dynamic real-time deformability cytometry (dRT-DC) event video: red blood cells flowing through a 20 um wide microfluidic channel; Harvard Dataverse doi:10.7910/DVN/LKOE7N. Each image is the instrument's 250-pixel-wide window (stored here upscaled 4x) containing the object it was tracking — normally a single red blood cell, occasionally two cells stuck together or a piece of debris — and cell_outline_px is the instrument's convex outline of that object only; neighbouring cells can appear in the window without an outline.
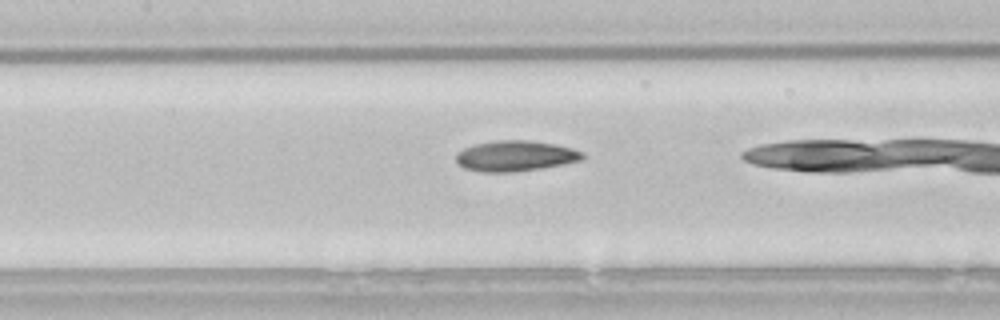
{"species": "common noctule bat (a hibernating species)", "species_latin": "Nyctalus noctula", "temperature_condition": "room temperature", "stored_images_in_passage": 33, "camera_frame_rate_fps": 3000, "um_per_image_px": 0.085, "animal": {"sex": "male", "body_mass_g": 21.5, "forearm_length_mm": 52.0}, "frame": {"image": 1, "passage_image": 15, "time_ms": 4.667, "image_size_px": [1000, 320], "cell_outline_px": [[584, 156], [580, 160], [564, 164], [540, 168], [512, 172], [484, 172], [464, 168], [456, 164], [456, 152], [464, 148], [476, 144], [496, 140], [528, 140], [556, 144], [572, 148], [584, 152]], "centroid_in_image_um": [43.79, 13.25], "position_along_channel_um": 163.6, "area_um2": 22.6}}